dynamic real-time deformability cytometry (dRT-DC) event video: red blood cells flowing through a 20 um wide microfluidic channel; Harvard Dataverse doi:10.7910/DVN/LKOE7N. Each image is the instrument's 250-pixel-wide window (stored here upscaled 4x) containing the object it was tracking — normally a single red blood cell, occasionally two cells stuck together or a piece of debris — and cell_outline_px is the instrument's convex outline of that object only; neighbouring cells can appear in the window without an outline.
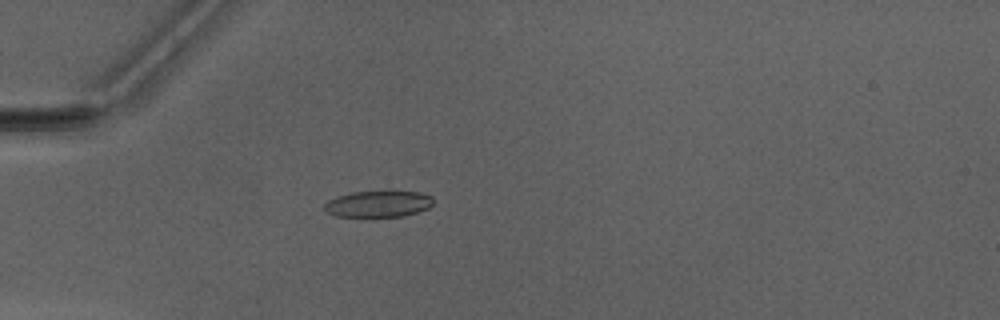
{"species": "Egyptian fruit bat (a non-hibernating species)", "species_latin": "Rousettus aegyptiacus", "temperature_condition": "warm", "stored_images_in_passage": 38, "camera_frame_rate_fps": 3000, "um_per_image_px": 0.085, "animal": {"sex": "male"}, "frame": {"image": 1, "passage_image": 3, "time_ms": 0.667, "image_size_px": [1000, 320], "cell_outline_px": [[432, 204], [428, 208], [404, 216], [336, 216], [324, 212], [324, 204], [328, 200], [336, 196], [352, 192], [420, 192], [432, 196]], "centroid_in_image_um": [32.11, 17.34], "position_along_channel_um": 52.9, "area_um2": 16.53}}
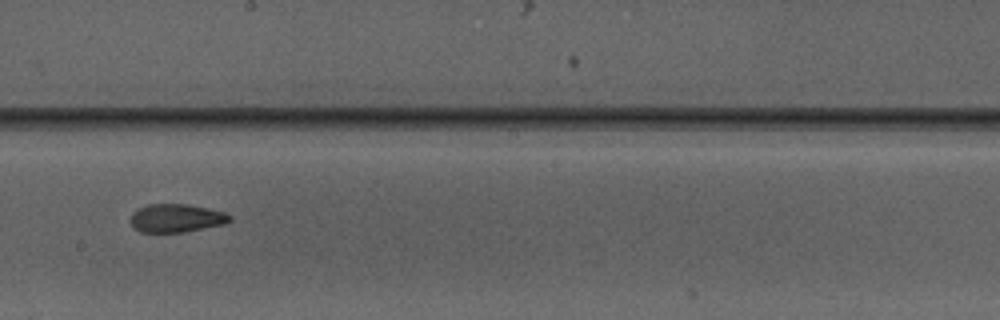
{"frame": {"image": 2, "passage_image": 17, "time_ms": 5.333, "image_size_px": [1000, 320], "cell_outline_px": [[232, 220], [224, 224], [184, 232], [140, 232], [132, 224], [132, 212], [136, 208], [148, 204], [188, 204], [208, 208], [224, 212], [232, 216]], "centroid_in_image_um": [15.0, 18.53], "position_along_channel_um": 233.2, "area_um2": 16.36}}
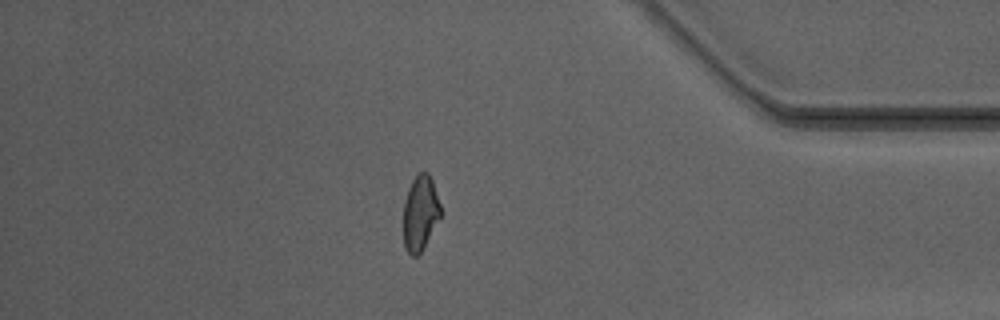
{"frame": {"image": 3, "passage_image": 31, "time_ms": 10.0, "image_size_px": [1000, 320], "cell_outline_px": [[440, 216], [420, 252], [416, 256], [412, 256], [404, 248], [404, 200], [408, 188], [412, 180], [420, 172], [428, 172], [432, 180], [440, 204]], "centroid_in_image_um": [35.7, 18.08], "position_along_channel_um": 399.5, "area_um2": 15.9}, "authors_computed_cell_mechanics": {"area_um2": 16.9065, "velocity_mm_per_s": 4.1959, "shape_relaxation_time_tau1_ms": null, "shape_relaxation_time_tau2_ms": 2.5632, "deformation_change_tau1": null, "deformation_change_tau2": 0.0987}}